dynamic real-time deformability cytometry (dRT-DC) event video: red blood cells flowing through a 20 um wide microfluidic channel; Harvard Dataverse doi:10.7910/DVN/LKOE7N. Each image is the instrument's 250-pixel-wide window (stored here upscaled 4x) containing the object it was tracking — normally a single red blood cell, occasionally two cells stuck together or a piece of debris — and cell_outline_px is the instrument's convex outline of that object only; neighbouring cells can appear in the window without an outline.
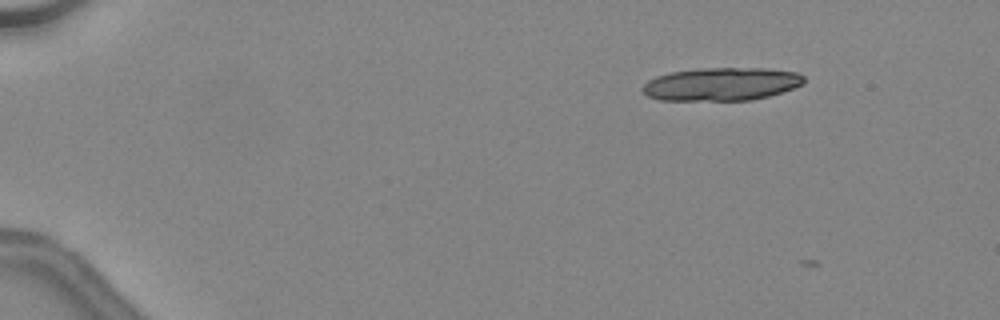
{"species": "common noctule bat (a hibernating species)", "species_latin": "Nyctalus noctula", "temperature_condition": "warm", "stored_images_in_passage": 5, "camera_frame_rate_fps": 3000, "um_per_image_px": 0.085, "animal": {"sex": "female", "body_mass_g": 24.6, "forearm_length_mm": 56.2}, "frame": {"image": 1, "passage_image": 3, "time_ms": 0.667, "image_size_px": [1000, 320], "cell_outline_px": [[804, 84], [768, 96], [752, 100], [660, 100], [648, 96], [644, 92], [644, 84], [648, 80], [656, 76], [668, 72], [696, 68], [768, 68], [796, 72], [804, 76]], "centroid_in_image_um": [61.32, 7.13], "position_along_channel_um": 23.7, "area_um2": 31.15}}